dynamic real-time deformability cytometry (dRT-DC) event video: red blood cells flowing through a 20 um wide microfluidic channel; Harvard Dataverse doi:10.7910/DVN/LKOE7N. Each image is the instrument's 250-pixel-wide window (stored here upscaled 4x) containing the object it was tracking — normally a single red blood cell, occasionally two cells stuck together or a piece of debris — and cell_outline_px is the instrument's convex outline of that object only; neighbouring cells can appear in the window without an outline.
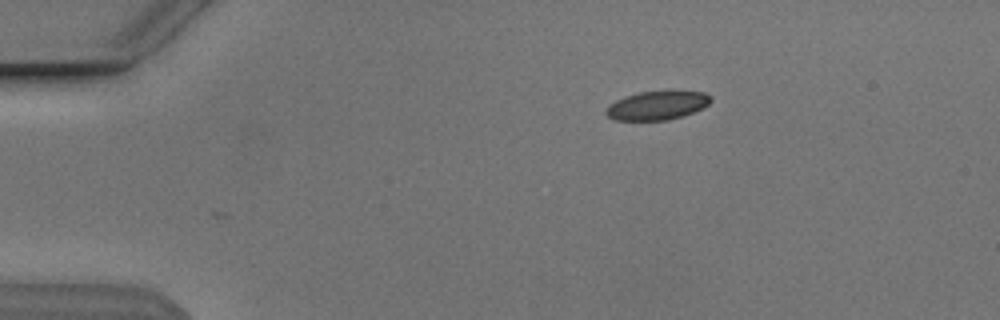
{"species": "Egyptian fruit bat (a non-hibernating species)", "species_latin": "Rousettus aegyptiacus", "temperature_condition": "cold", "stored_images_in_passage": 33, "camera_frame_rate_fps": 3000, "um_per_image_px": 0.085, "animal": {"sex": "male"}, "frame": {"image": 1, "passage_image": 1, "time_ms": 0.0, "image_size_px": [1000, 320], "cell_outline_px": [[712, 100], [704, 108], [668, 120], [612, 120], [604, 112], [616, 100], [624, 96], [640, 92], [704, 92], [712, 96]], "centroid_in_image_um": [55.86, 8.97], "position_along_channel_um": 29.1, "area_um2": 17.22}}
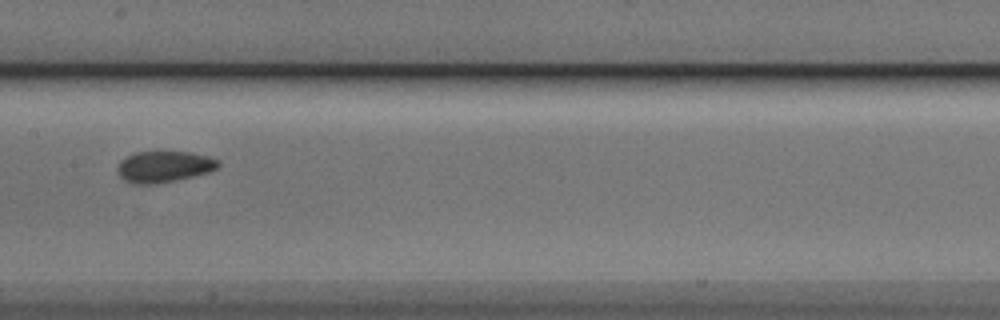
{"frame": {"image": 2, "passage_image": 19, "time_ms": 6.0, "image_size_px": [1000, 320], "cell_outline_px": [[220, 164], [216, 168], [208, 172], [192, 176], [172, 180], [148, 184], [136, 184], [124, 180], [120, 176], [116, 168], [120, 160], [136, 152], [156, 148], [160, 148], [192, 152], [208, 156], [220, 160]], "centroid_in_image_um": [13.92, 14.09], "position_along_channel_um": 193.5, "area_um2": 18.96}}
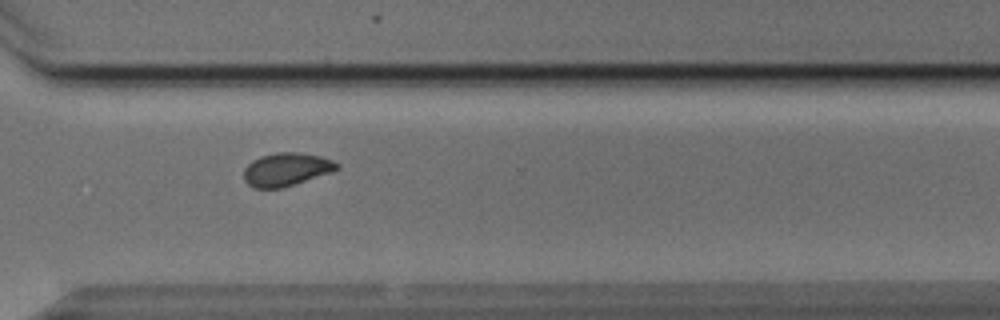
{"frame": {"image": 3, "passage_image": 31, "time_ms": 10.0, "image_size_px": [1000, 320], "cell_outline_px": [[340, 168], [332, 172], [284, 188], [256, 188], [248, 184], [244, 180], [244, 168], [252, 160], [260, 156], [276, 152], [296, 152], [320, 156], [332, 160], [340, 164]], "centroid_in_image_um": [24.35, 14.4], "position_along_channel_um": 346.3, "area_um2": 18.15}, "authors_computed_cell_mechanics": {"area_um2": 18.1492, "velocity_mm_per_s": 3.8306, "shape_relaxation_time_tau1_ms": 10.3448, "shape_relaxation_time_tau2_ms": 0.8608, "deformation_change_tau1": 0.1694, "deformation_change_tau2": 0.043}}